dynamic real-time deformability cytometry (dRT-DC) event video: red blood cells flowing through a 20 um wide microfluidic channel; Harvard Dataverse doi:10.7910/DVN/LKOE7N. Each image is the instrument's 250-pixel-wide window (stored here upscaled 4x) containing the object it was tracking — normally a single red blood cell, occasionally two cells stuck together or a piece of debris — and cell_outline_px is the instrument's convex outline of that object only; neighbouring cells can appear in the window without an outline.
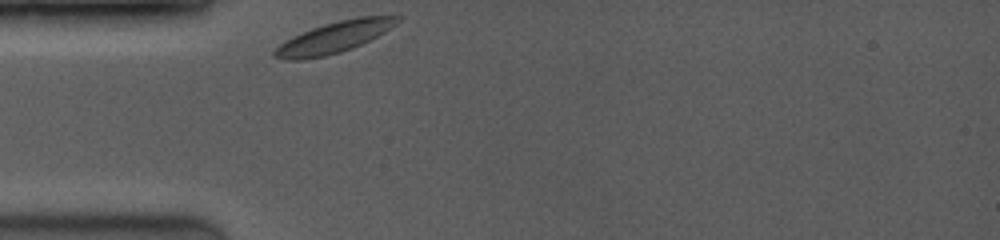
{"species": "common noctule bat (a hibernating species)", "species_latin": "Nyctalus noctula", "temperature_condition": "room temperature", "stored_images_in_passage": 22, "camera_frame_rate_fps": 3500, "um_per_image_px": 0.085, "animal": {"sex": "female", "body_mass_g": 19.0, "forearm_length_mm": 53.3}, "frame": {"image": 1, "passage_image": 1, "time_ms": 0.0, "image_size_px": [1000, 240], "cell_outline_px": [[404, 16], [396, 24], [384, 32], [352, 48], [340, 52], [324, 56], [300, 60], [284, 60], [272, 56], [272, 52], [284, 40], [292, 36], [312, 28], [324, 24], [356, 16]], "centroid_in_image_um": [28.36, 3.17], "position_along_channel_um": 56.6, "area_um2": 22.2}}
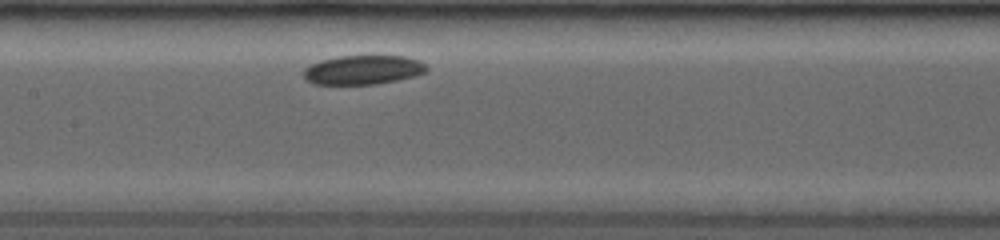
{"frame": {"image": 2, "passage_image": 8, "time_ms": 3.429, "image_size_px": [1000, 240], "cell_outline_px": [[428, 68], [424, 72], [412, 76], [396, 80], [372, 84], [312, 84], [304, 80], [304, 68], [308, 64], [320, 60], [340, 56], [404, 56], [420, 60], [428, 64]], "centroid_in_image_um": [30.81, 5.93], "position_along_channel_um": 176.6, "area_um2": 20.98}}
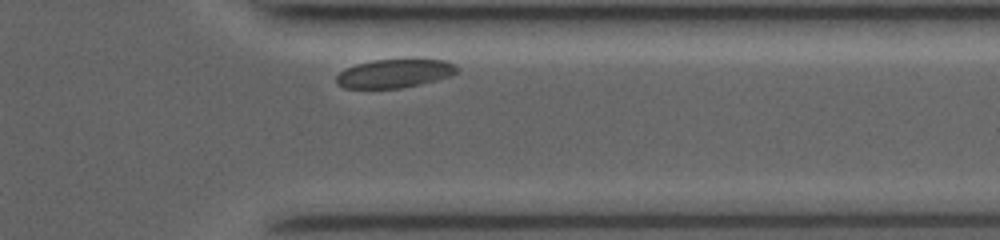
{"frame": {"image": 3, "passage_image": 20, "time_ms": 8.857, "image_size_px": [1000, 240], "cell_outline_px": [[460, 68], [452, 76], [420, 84], [400, 88], [344, 88], [336, 84], [336, 76], [344, 68], [356, 64], [372, 60], [448, 60], [456, 64]], "centroid_in_image_um": [33.54, 6.24], "position_along_channel_um": 377.9, "area_um2": 20.17}, "authors_computed_cell_mechanics": {"area_um2": 21.5305, "velocity_mm_per_s": 3.6609, "shape_relaxation_time_tau1_ms": 6.5628, "shape_relaxation_time_tau2_ms": null, "deformation_change_tau1": 0.0451, "deformation_change_tau2": null}}